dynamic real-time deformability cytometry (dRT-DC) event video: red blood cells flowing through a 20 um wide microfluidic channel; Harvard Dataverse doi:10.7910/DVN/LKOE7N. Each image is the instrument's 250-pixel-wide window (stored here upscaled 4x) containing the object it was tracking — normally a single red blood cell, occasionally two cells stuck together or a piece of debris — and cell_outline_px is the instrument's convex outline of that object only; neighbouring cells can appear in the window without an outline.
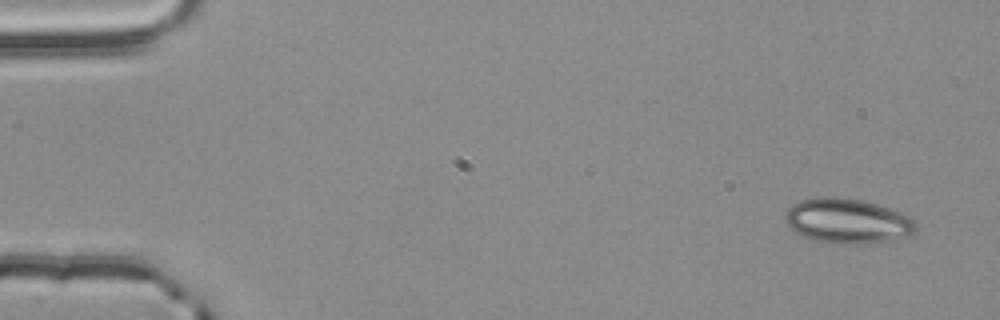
{"species": "common noctule bat (a hibernating species)", "species_latin": "Nyctalus noctula", "temperature_condition": "room temperature", "stored_images_in_passage": 53, "camera_frame_rate_fps": 3000, "um_per_image_px": 0.085, "animal": {"sex": "male", "body_mass_g": 20.4}, "frame": {"image": 1, "passage_image": 1, "time_ms": 0.0, "image_size_px": [1000, 320], "cell_outline_px": [[916, 228], [912, 232], [892, 240], [868, 244], [832, 244], [812, 240], [796, 232], [784, 220], [784, 216], [788, 208], [792, 204], [800, 200], [824, 196], [836, 196], [864, 200], [900, 212], [908, 216], [916, 224]], "centroid_in_image_um": [71.98, 18.78], "position_along_channel_um": 13.0, "area_um2": 34.22}}
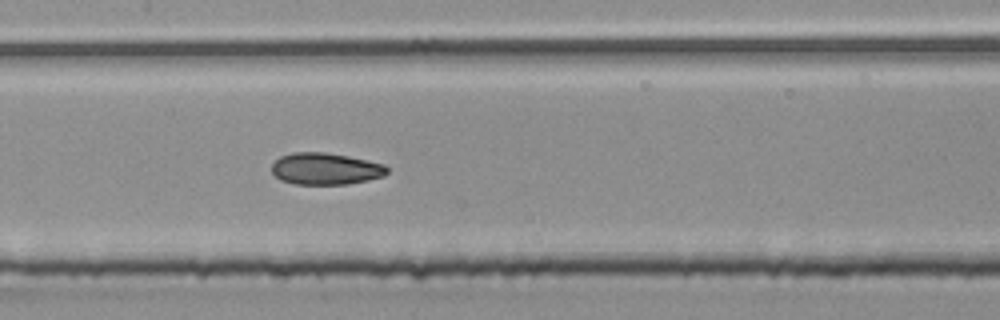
{"frame": {"image": 2, "passage_image": 25, "time_ms": 8.0, "image_size_px": [1000, 320], "cell_outline_px": [[388, 172], [384, 176], [368, 180], [348, 184], [296, 184], [280, 180], [272, 172], [272, 164], [280, 156], [292, 152], [324, 152], [348, 156], [384, 164], [388, 168]], "centroid_in_image_um": [27.67, 14.34], "position_along_channel_um": 179.7, "area_um2": 21.39}}
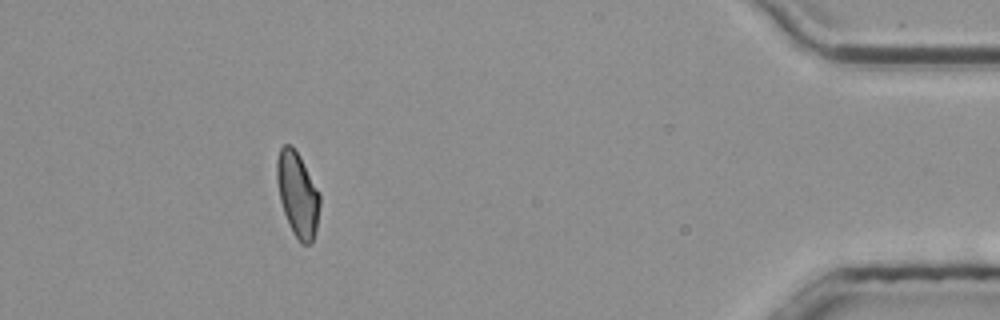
{"frame": {"image": 3, "passage_image": 48, "time_ms": 15.667, "image_size_px": [1000, 320], "cell_outline_px": [[320, 204], [316, 232], [312, 244], [300, 244], [292, 232], [288, 224], [280, 200], [276, 180], [276, 160], [280, 148], [284, 144], [292, 144], [300, 156], [320, 192]], "centroid_in_image_um": [25.3, 16.52], "position_along_channel_um": 409.9, "area_um2": 21.62}, "authors_computed_cell_mechanics": {"area_um2": 21.675, "velocity_mm_per_s": 3.7798, "shape_relaxation_time_tau1_ms": 4.8891, "shape_relaxation_time_tau2_ms": 2.1745, "deformation_change_tau1": 0.1231, "deformation_change_tau2": 0.0763}}